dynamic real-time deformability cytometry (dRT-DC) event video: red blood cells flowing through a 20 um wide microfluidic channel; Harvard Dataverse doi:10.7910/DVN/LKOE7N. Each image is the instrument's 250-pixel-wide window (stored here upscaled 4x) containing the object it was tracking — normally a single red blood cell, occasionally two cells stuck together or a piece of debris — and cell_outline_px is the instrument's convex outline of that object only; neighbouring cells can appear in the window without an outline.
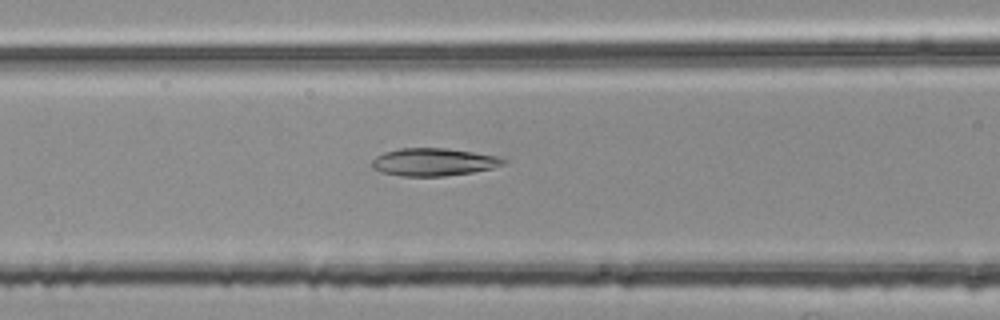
{"species": "common noctule bat (a hibernating species)", "species_latin": "Nyctalus noctula", "temperature_condition": "room temperature", "stored_images_in_passage": 30, "camera_frame_rate_fps": 3000, "um_per_image_px": 0.085, "animal": {"sex": "female", "body_mass_g": 25.1}, "frame": {"image": 1, "passage_image": 6, "time_ms": 1.667, "image_size_px": [1000, 320], "cell_outline_px": [[508, 160], [504, 164], [492, 168], [472, 172], [444, 176], [404, 176], [384, 172], [372, 168], [372, 160], [376, 156], [384, 152], [400, 148], [448, 148], [496, 156]], "centroid_in_image_um": [36.86, 13.76], "position_along_channel_um": 129.7, "area_um2": 21.04}}
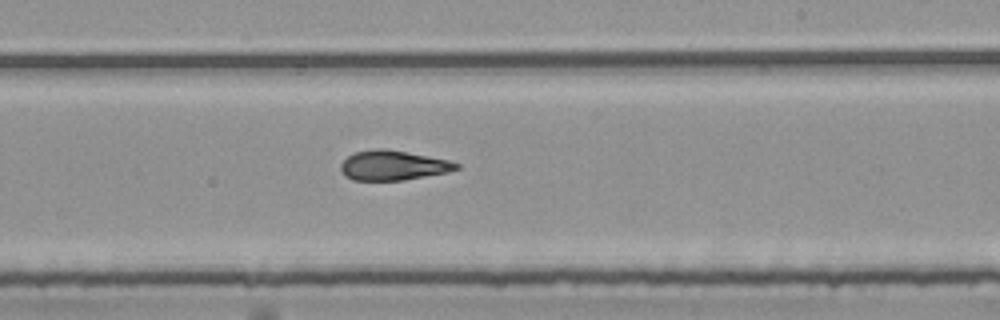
{"frame": {"image": 2, "passage_image": 16, "time_ms": 5.0, "image_size_px": [1000, 320], "cell_outline_px": [[460, 168], [448, 172], [404, 180], [352, 180], [344, 176], [340, 168], [340, 164], [348, 156], [356, 152], [376, 148], [384, 148], [448, 160], [460, 164]], "centroid_in_image_um": [33.39, 14.06], "position_along_channel_um": 255.6, "area_um2": 19.94}}
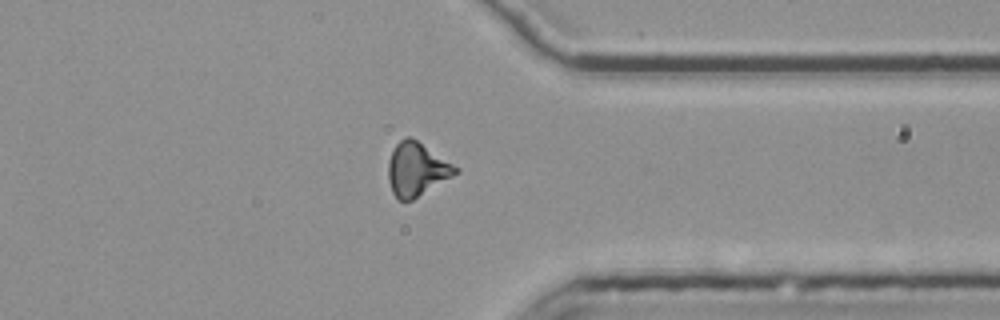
{"frame": {"image": 3, "passage_image": 26, "time_ms": 8.333, "image_size_px": [1000, 320], "cell_outline_px": [[460, 172], [412, 200], [400, 200], [392, 192], [388, 180], [388, 160], [396, 144], [404, 136], [412, 136], [460, 168]], "centroid_in_image_um": [35.43, 14.36], "position_along_channel_um": 376.0, "area_um2": 21.1}, "authors_computed_cell_mechanics": {"area_um2": 20.4034, "velocity_mm_per_s": 3.7896, "shape_relaxation_time_tau1_ms": 10.8684, "shape_relaxation_time_tau2_ms": 3.1797, "deformation_change_tau1": 0.2789, "deformation_change_tau2": 0.129}}